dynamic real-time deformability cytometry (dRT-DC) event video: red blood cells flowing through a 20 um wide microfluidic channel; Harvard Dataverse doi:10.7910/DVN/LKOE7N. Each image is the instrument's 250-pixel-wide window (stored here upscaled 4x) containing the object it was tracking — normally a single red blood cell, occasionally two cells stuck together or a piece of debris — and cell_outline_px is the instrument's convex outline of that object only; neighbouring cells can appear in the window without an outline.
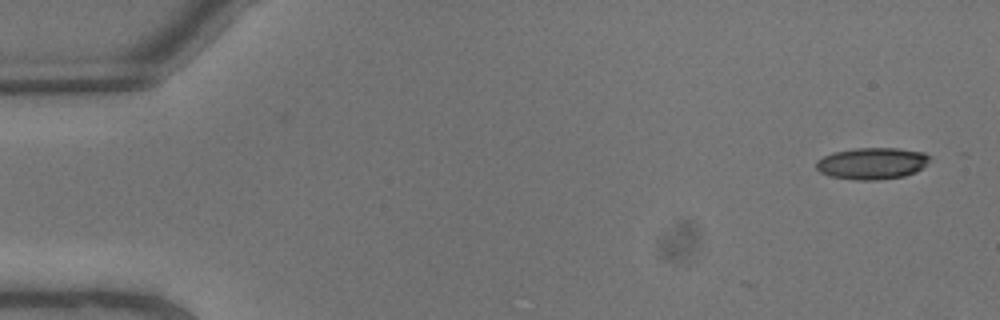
{"species": "common noctule bat (a hibernating species)", "species_latin": "Nyctalus noctula", "temperature_condition": "warm", "stored_images_in_passage": 9, "camera_frame_rate_fps": 3000, "um_per_image_px": 0.085, "animal": {"sex": "male", "body_mass_g": 13.3}, "frame": {"image": 1, "passage_image": 1, "time_ms": 0.0, "image_size_px": [1000, 320], "cell_outline_px": [[928, 160], [916, 172], [904, 176], [876, 180], [856, 180], [828, 176], [820, 172], [816, 168], [816, 160], [824, 156], [836, 152], [856, 148], [896, 148], [924, 152], [928, 156]], "centroid_in_image_um": [74.08, 13.89], "position_along_channel_um": 10.9, "area_um2": 20.75}}
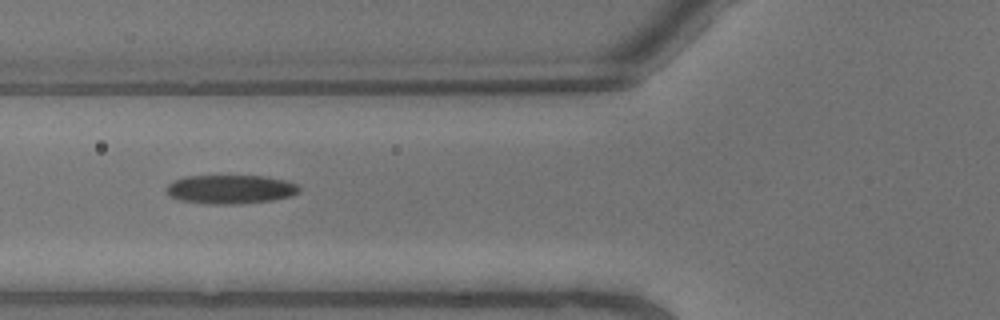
{"frame": {"image": 2, "passage_image": 8, "time_ms": 2.333, "image_size_px": [1000, 320], "cell_outline_px": [[300, 192], [292, 196], [272, 200], [240, 204], [204, 204], [180, 200], [164, 192], [164, 188], [172, 180], [184, 176], [264, 176], [288, 180], [300, 184]], "centroid_in_image_um": [19.6, 16.09], "position_along_channel_um": 106.2, "area_um2": 22.83}}
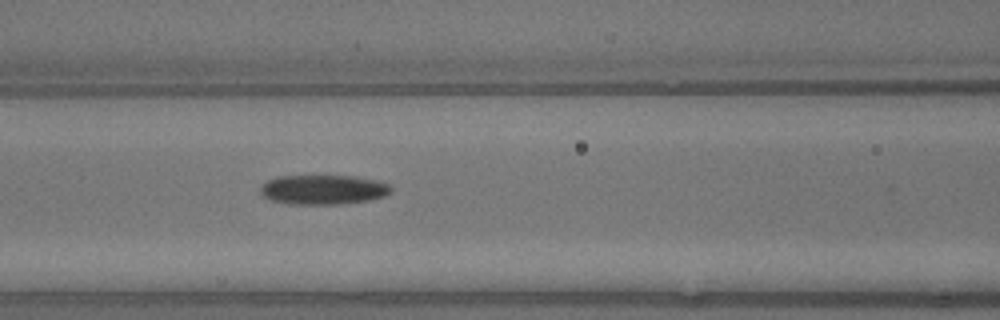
{"frame": {"image": 3, "passage_image": 9, "time_ms": 2.667, "image_size_px": [1000, 320], "cell_outline_px": [[392, 192], [384, 196], [368, 200], [340, 204], [292, 204], [272, 200], [264, 196], [260, 192], [260, 188], [268, 180], [276, 176], [356, 176], [376, 180], [388, 184], [392, 188]], "centroid_in_image_um": [27.49, 16.11], "position_along_channel_um": 139.1, "area_um2": 22.43}}